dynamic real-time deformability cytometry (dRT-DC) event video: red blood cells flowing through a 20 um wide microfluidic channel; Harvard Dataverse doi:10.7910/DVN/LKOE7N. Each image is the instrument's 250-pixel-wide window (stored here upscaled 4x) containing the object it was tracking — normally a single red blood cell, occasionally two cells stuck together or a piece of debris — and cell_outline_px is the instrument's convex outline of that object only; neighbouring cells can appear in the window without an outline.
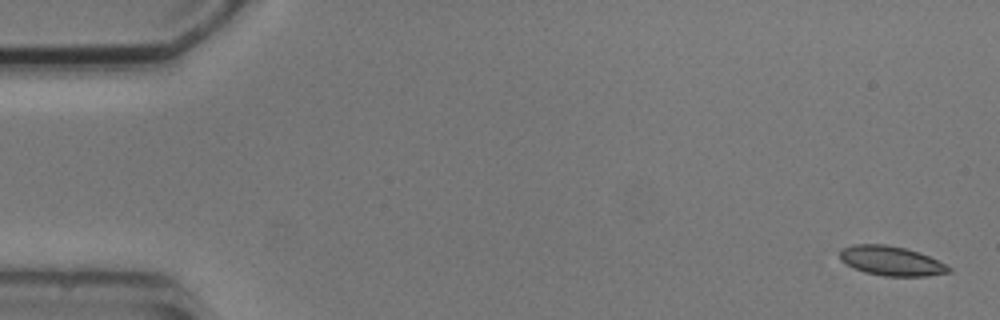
{"species": "common noctule bat (a hibernating species)", "species_latin": "Nyctalus noctula", "temperature_condition": "cold", "stored_images_in_passage": 5, "camera_frame_rate_fps": 3000, "um_per_image_px": 0.085, "animal": {"sex": "male", "body_mass_g": 20.5, "forearm_length_mm": 52.5}, "frame": {"image": 1, "passage_image": 1, "time_ms": 0.0, "image_size_px": [1000, 320], "cell_outline_px": [[952, 272], [924, 276], [884, 276], [864, 272], [840, 260], [840, 248], [856, 244], [884, 244], [904, 248], [928, 256], [952, 268]], "centroid_in_image_um": [75.74, 22.18], "position_along_channel_um": 9.3, "area_um2": 18.44}}